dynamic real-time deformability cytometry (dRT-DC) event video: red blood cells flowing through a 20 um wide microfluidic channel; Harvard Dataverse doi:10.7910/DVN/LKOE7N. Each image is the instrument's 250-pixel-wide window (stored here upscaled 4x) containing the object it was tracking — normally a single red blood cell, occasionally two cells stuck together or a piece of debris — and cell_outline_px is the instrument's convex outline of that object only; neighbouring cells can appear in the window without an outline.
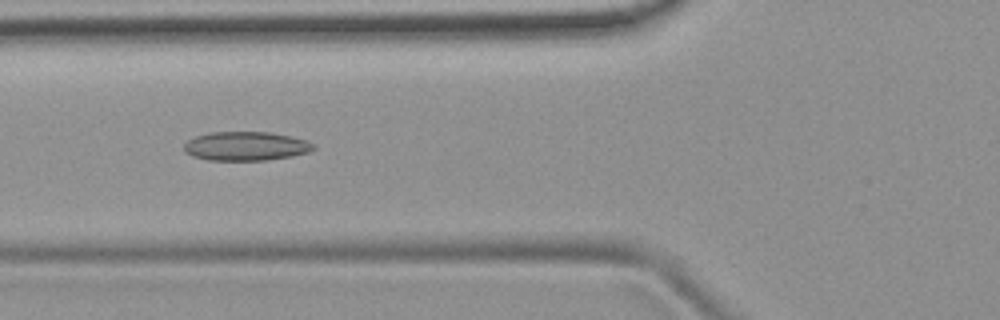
{"species": "common noctule bat (a hibernating species)", "species_latin": "Nyctalus noctula", "temperature_condition": "room temperature", "stored_images_in_passage": 51, "camera_frame_rate_fps": 3000, "um_per_image_px": 0.085, "animal": {"sex": "female", "body_mass_g": 19.9}, "frame": {"image": 1, "passage_image": 19, "time_ms": 6.0, "image_size_px": [1000, 320], "cell_outline_px": [[316, 148], [308, 152], [292, 156], [268, 160], [208, 160], [192, 156], [184, 152], [184, 144], [188, 140], [196, 136], [208, 132], [272, 132], [308, 140], [316, 144]], "centroid_in_image_um": [20.92, 12.42], "position_along_channel_um": 104.9, "area_um2": 22.08}}
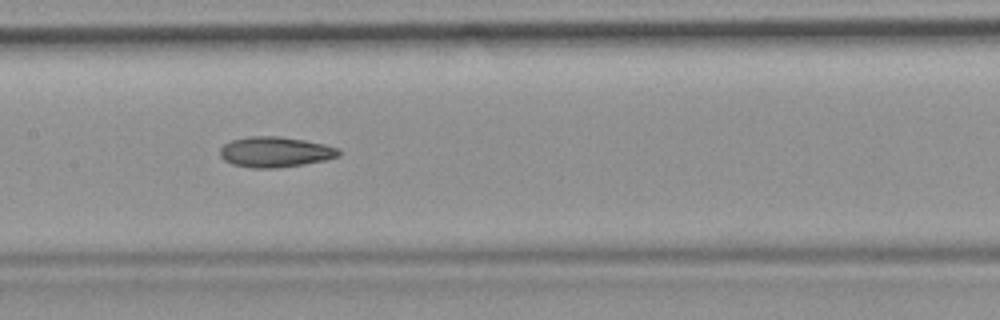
{"frame": {"image": 2, "passage_image": 25, "time_ms": 8.0, "image_size_px": [1000, 320], "cell_outline_px": [[340, 156], [324, 160], [304, 164], [276, 168], [252, 168], [232, 164], [224, 160], [220, 156], [220, 148], [224, 144], [232, 140], [248, 136], [280, 136], [304, 140], [324, 144], [340, 148]], "centroid_in_image_um": [23.39, 12.91], "position_along_channel_um": 184.0, "area_um2": 21.15}}
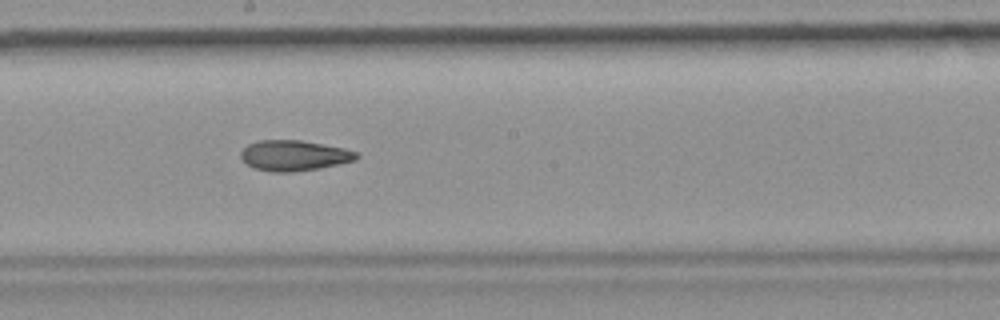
{"frame": {"image": 3, "passage_image": 28, "time_ms": 9.0, "image_size_px": [1000, 320], "cell_outline_px": [[360, 156], [356, 160], [320, 168], [292, 172], [272, 172], [252, 168], [240, 156], [240, 152], [248, 144], [260, 140], [300, 140], [344, 148], [356, 152]], "centroid_in_image_um": [24.99, 13.22], "position_along_channel_um": 223.2, "area_um2": 20.52}, "authors_computed_cell_mechanics": {"area_um2": 21.3282, "velocity_mm_per_s": 3.9506, "shape_relaxation_time_tau1_ms": null, "shape_relaxation_time_tau2_ms": 4.4011, "deformation_change_tau1": null, "deformation_change_tau2": 0.1176}}